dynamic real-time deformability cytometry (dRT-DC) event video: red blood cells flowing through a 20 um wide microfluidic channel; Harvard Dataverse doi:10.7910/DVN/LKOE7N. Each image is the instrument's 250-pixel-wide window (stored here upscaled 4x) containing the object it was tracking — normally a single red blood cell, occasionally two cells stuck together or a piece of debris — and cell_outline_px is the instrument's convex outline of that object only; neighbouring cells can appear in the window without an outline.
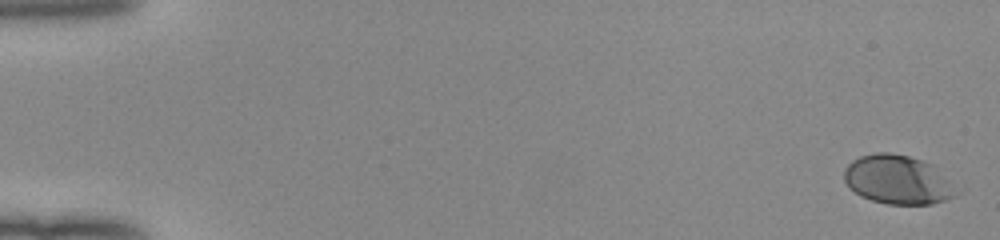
{"species": "human", "species_latin": "Homo sapiens", "temperature_condition": "room temperature", "stored_images_in_passage": 52, "camera_frame_rate_fps": 3000, "um_per_image_px": 0.085, "donor": {"sex": "female"}, "frame": {"image": 1, "passage_image": 1, "time_ms": 0.0, "image_size_px": [1000, 240], "cell_outline_px": [[964, 188], [956, 196], [932, 204], [888, 204], [872, 200], [860, 196], [848, 188], [844, 180], [844, 168], [852, 160], [860, 156], [876, 152], [888, 152], [908, 156], [932, 164]], "centroid_in_image_um": [76.39, 15.28], "position_along_channel_um": 8.6, "area_um2": 32.83}}
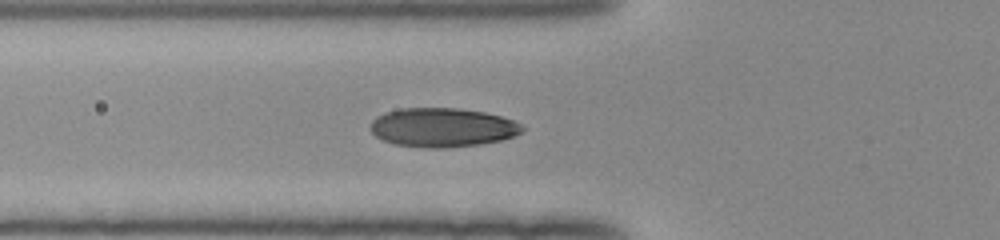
{"frame": {"image": 2, "passage_image": 20, "time_ms": 6.333, "image_size_px": [1000, 240], "cell_outline_px": [[524, 128], [520, 132], [512, 136], [500, 140], [480, 144], [444, 148], [424, 148], [396, 144], [384, 140], [376, 136], [368, 128], [372, 120], [376, 116], [384, 112], [400, 108], [460, 108], [484, 112], [500, 116], [512, 120], [520, 124]], "centroid_in_image_um": [37.55, 10.83], "position_along_channel_um": 88.2, "area_um2": 34.51}}
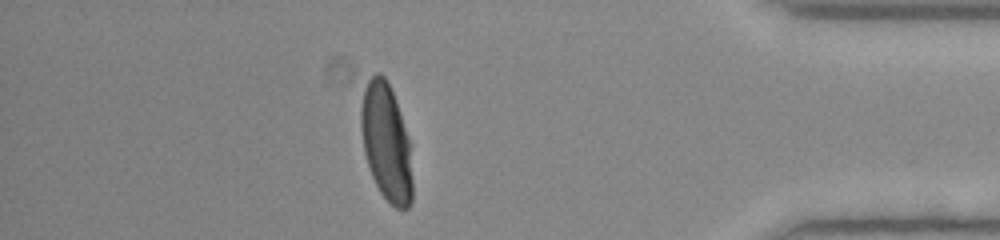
{"frame": {"image": 3, "passage_image": 46, "time_ms": 15.0, "image_size_px": [1000, 240], "cell_outline_px": [[412, 204], [408, 208], [396, 208], [380, 192], [372, 176], [364, 152], [360, 128], [360, 108], [364, 88], [368, 80], [376, 72], [380, 72], [384, 76], [392, 92], [408, 140], [412, 180]], "centroid_in_image_um": [32.8, 12.11], "position_along_channel_um": 402.4, "area_um2": 34.51}, "authors_computed_cell_mechanics": {"area_um2": 34.3332, "velocity_mm_per_s": 4.0205, "shape_relaxation_time_tau1_ms": 3.1239, "shape_relaxation_time_tau2_ms": null, "deformation_change_tau1": 0.1847, "deformation_change_tau2": null}}